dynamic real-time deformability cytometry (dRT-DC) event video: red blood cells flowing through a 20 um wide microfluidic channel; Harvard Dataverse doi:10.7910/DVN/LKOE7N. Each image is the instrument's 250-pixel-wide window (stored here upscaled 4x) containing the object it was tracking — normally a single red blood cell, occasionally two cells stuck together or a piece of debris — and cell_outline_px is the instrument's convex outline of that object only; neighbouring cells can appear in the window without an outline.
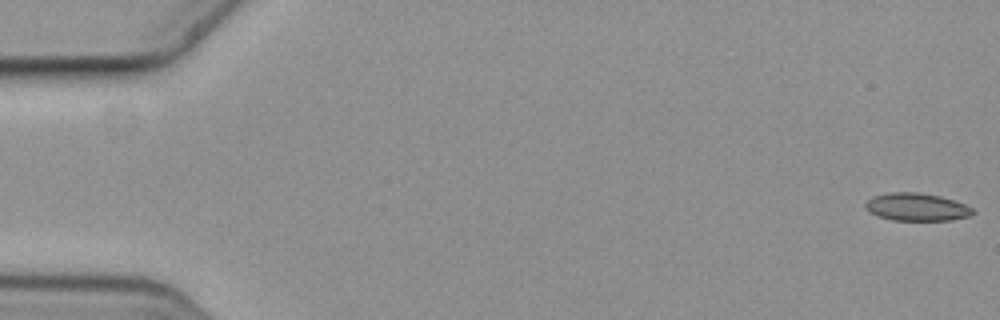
{"species": "common noctule bat (a hibernating species)", "species_latin": "Nyctalus noctula", "temperature_condition": "cold", "stored_images_in_passage": 9, "camera_frame_rate_fps": 3000, "um_per_image_px": 0.085, "animal": {"sex": "female", "body_mass_g": 19.3, "forearm_length_mm": 54.1}, "frame": {"image": 1, "passage_image": 1, "time_ms": 0.0, "image_size_px": [1000, 320], "cell_outline_px": [[976, 212], [972, 216], [952, 220], [892, 220], [880, 216], [864, 208], [864, 204], [872, 196], [892, 192], [916, 192], [940, 196], [964, 204], [972, 208]], "centroid_in_image_um": [77.94, 17.6], "position_along_channel_um": 7.1, "area_um2": 17.28}}
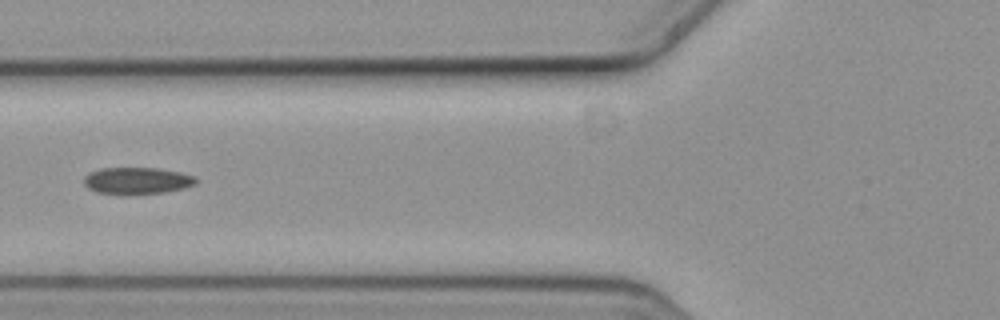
{"frame": {"image": 2, "passage_image": 7, "time_ms": 2.0, "image_size_px": [1000, 320], "cell_outline_px": [[196, 184], [184, 188], [164, 192], [124, 196], [96, 192], [88, 188], [84, 184], [84, 176], [88, 172], [100, 168], [160, 168], [180, 172], [196, 176]], "centroid_in_image_um": [11.62, 15.37], "position_along_channel_um": 114.2, "area_um2": 17.98}}
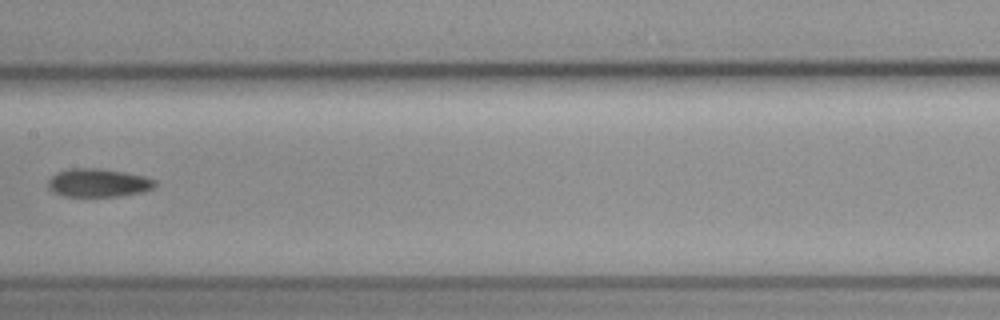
{"frame": {"image": 3, "passage_image": 9, "time_ms": 2.667, "image_size_px": [1000, 320], "cell_outline_px": [[156, 184], [152, 188], [144, 192], [120, 196], [64, 196], [48, 188], [48, 180], [56, 172], [68, 168], [100, 168], [124, 172], [144, 176], [156, 180]], "centroid_in_image_um": [8.36, 15.53], "position_along_channel_um": 199.0, "area_um2": 17.69}}